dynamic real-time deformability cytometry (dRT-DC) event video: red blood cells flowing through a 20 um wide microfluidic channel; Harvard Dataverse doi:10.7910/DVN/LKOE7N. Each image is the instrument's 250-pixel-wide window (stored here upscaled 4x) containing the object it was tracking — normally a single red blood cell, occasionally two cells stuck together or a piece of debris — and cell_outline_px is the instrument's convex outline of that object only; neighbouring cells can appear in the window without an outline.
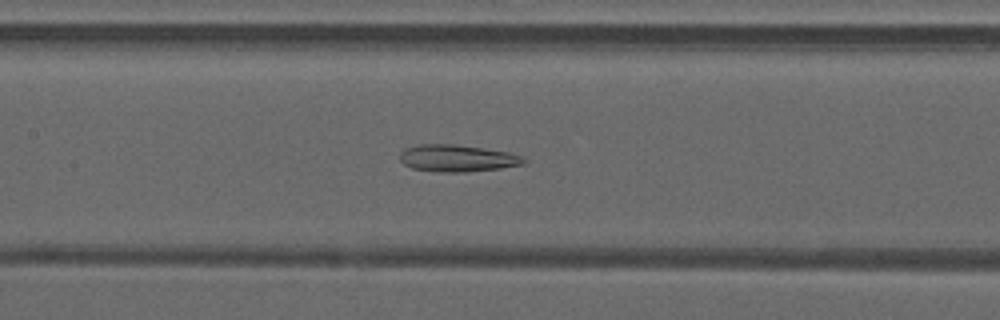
{"species": "common noctule bat (a hibernating species)", "species_latin": "Nyctalus noctula", "temperature_condition": "warm", "stored_images_in_passage": 47, "camera_frame_rate_fps": 3000, "um_per_image_px": 0.085, "animal": {"sex": "male", "forearm_length_mm": 52.5}, "frame": {"image": 1, "passage_image": 22, "time_ms": 7.0, "image_size_px": [1000, 320], "cell_outline_px": [[528, 160], [524, 164], [500, 168], [468, 172], [436, 172], [412, 168], [404, 164], [400, 160], [400, 152], [404, 148], [416, 144], [452, 144], [508, 152], [520, 156]], "centroid_in_image_um": [38.82, 13.45], "position_along_channel_um": 168.6, "area_um2": 19.48}}
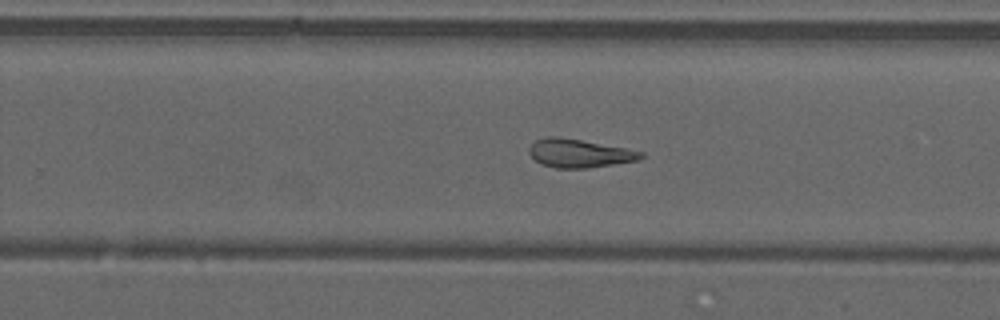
{"frame": {"image": 2, "passage_image": 30, "time_ms": 9.667, "image_size_px": [1000, 320], "cell_outline_px": [[644, 156], [636, 160], [588, 168], [556, 168], [540, 164], [528, 152], [528, 148], [536, 140], [548, 136], [556, 136], [580, 140], [624, 148], [644, 152]], "centroid_in_image_um": [49.19, 13.03], "position_along_channel_um": 280.6, "area_um2": 18.21}}
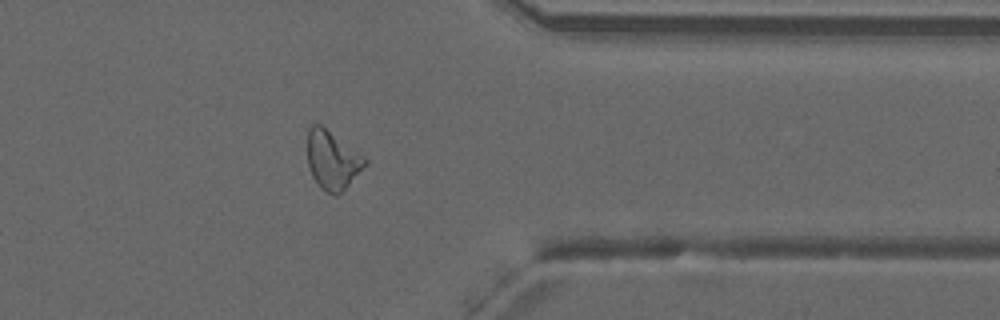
{"frame": {"image": 3, "passage_image": 38, "time_ms": 12.333, "image_size_px": [1000, 320], "cell_outline_px": [[368, 164], [336, 196], [320, 188], [312, 176], [308, 164], [308, 128], [312, 124], [320, 124], [364, 156], [368, 160]], "centroid_in_image_um": [28.25, 13.6], "position_along_channel_um": 383.2, "area_um2": 19.36}, "authors_computed_cell_mechanics": {"area_um2": 21.5016, "velocity_mm_per_s": 4.2187, "shape_relaxation_time_tau1_ms": null, "shape_relaxation_time_tau2_ms": 6.4335, "deformation_change_tau1": null, "deformation_change_tau2": 0.1827}}